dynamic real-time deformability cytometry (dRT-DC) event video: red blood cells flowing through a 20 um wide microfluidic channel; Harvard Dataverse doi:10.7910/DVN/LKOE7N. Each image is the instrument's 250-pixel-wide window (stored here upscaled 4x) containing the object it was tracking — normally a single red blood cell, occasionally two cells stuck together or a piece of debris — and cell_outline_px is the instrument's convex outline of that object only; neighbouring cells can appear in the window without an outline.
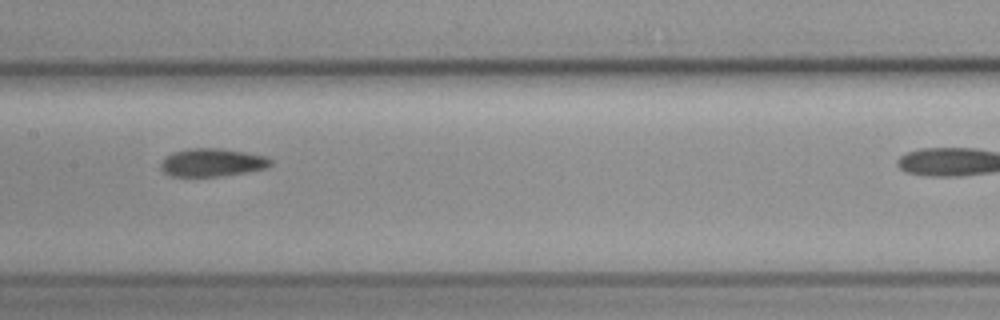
{"species": "common noctule bat (a hibernating species)", "species_latin": "Nyctalus noctula", "temperature_condition": "cold", "stored_images_in_passage": 11, "camera_frame_rate_fps": 3000, "um_per_image_px": 0.085, "animal": {"sex": "female", "body_mass_g": 19.3, "forearm_length_mm": 54.1}, "frame": {"image": 1, "passage_image": 5, "time_ms": 4.667, "image_size_px": [1000, 320], "cell_outline_px": [[272, 164], [264, 168], [244, 172], [216, 176], [172, 176], [164, 172], [160, 168], [160, 164], [172, 152], [188, 148], [220, 148], [268, 156], [272, 160]], "centroid_in_image_um": [18.03, 13.8], "position_along_channel_um": 189.4, "area_um2": 17.74}}
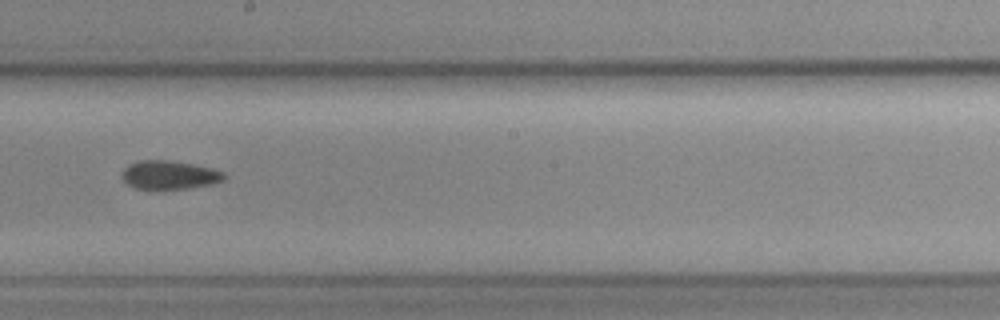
{"frame": {"image": 2, "passage_image": 10, "time_ms": 13.667, "image_size_px": [1000, 320], "cell_outline_px": [[224, 180], [212, 184], [192, 188], [136, 188], [128, 184], [120, 176], [120, 172], [128, 164], [140, 160], [168, 160], [192, 164], [224, 172]], "centroid_in_image_um": [14.35, 14.86], "position_along_channel_um": 233.8, "area_um2": 16.82}}